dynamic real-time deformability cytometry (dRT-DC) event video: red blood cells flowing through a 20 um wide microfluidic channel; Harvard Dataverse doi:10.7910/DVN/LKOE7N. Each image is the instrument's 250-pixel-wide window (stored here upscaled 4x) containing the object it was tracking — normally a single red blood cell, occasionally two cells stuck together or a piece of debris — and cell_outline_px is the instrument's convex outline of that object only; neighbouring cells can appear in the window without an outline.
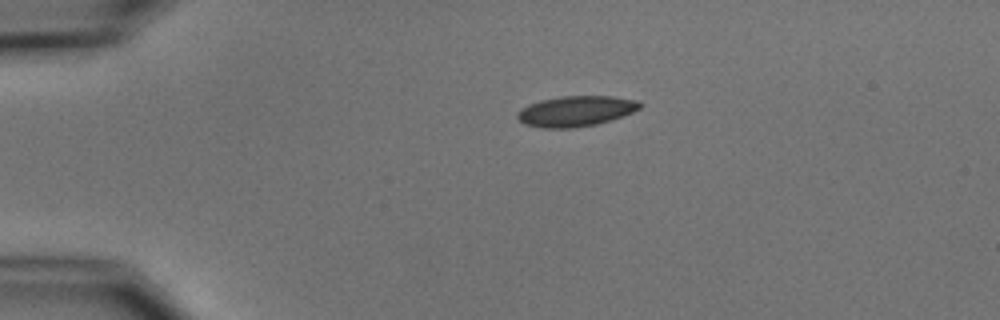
{"species": "common noctule bat (a hibernating species)", "species_latin": "Nyctalus noctula", "temperature_condition": "cold", "stored_images_in_passage": 4, "camera_frame_rate_fps": 3000, "um_per_image_px": 0.085, "animal": {"sex": "male", "body_mass_g": 15.6}, "frame": {"image": 1, "passage_image": 1, "time_ms": 0.0, "image_size_px": [1000, 320], "cell_outline_px": [[644, 104], [640, 108], [624, 116], [612, 120], [596, 124], [572, 128], [540, 128], [524, 124], [516, 116], [528, 104], [540, 100], [560, 96], [612, 96], [636, 100]], "centroid_in_image_um": [48.98, 9.45], "position_along_channel_um": 36.0, "area_um2": 21.79}}
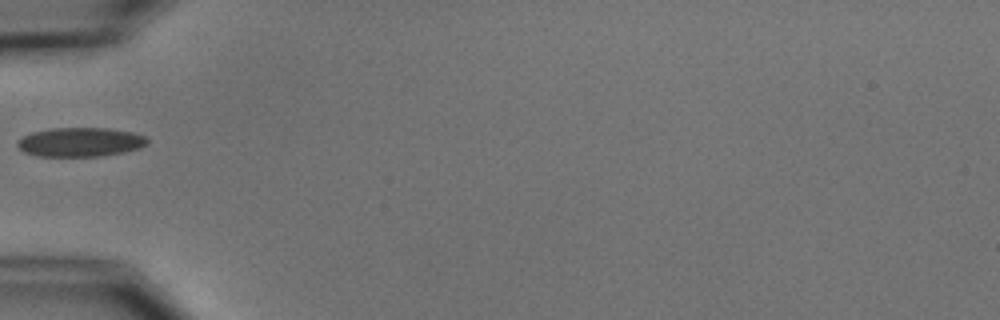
{"frame": {"image": 2, "passage_image": 3, "time_ms": 2.333, "image_size_px": [1000, 320], "cell_outline_px": [[148, 144], [140, 148], [124, 152], [100, 156], [36, 156], [24, 152], [16, 144], [16, 140], [32, 132], [52, 128], [108, 128], [132, 132], [144, 136], [148, 140]], "centroid_in_image_um": [6.82, 12.08], "position_along_channel_um": 78.2, "area_um2": 22.08}}